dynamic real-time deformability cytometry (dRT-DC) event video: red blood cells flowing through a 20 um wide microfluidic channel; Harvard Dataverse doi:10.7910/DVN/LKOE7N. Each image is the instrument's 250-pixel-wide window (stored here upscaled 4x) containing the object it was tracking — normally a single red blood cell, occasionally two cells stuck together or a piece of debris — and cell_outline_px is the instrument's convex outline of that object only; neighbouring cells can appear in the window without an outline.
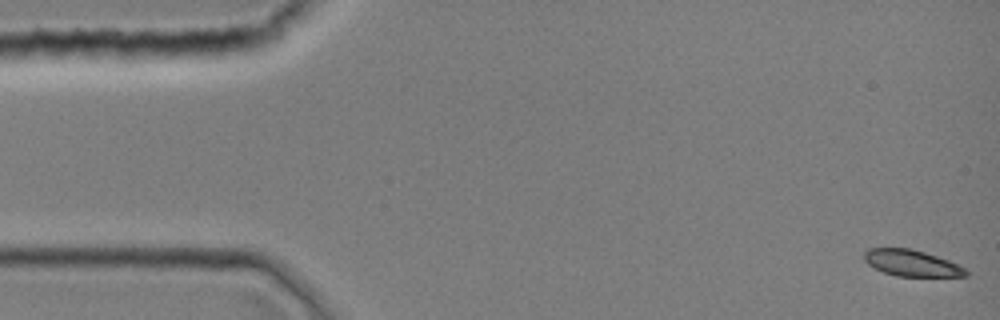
{"species": "common noctule bat (a hibernating species)", "species_latin": "Nyctalus noctula", "temperature_condition": "room temperature", "stored_images_in_passage": 44, "camera_frame_rate_fps": 3000, "um_per_image_px": 0.085, "animal": {"sex": "female", "body_mass_g": 19.0, "forearm_length_mm": 51.5}, "frame": {"image": 1, "passage_image": 1, "time_ms": 0.0, "image_size_px": [1000, 320], "cell_outline_px": [[968, 276], [896, 276], [884, 272], [868, 264], [864, 260], [864, 252], [868, 248], [912, 248], [948, 260], [964, 268], [968, 272]], "centroid_in_image_um": [77.46, 22.35], "position_along_channel_um": 7.5, "area_um2": 15.43}}
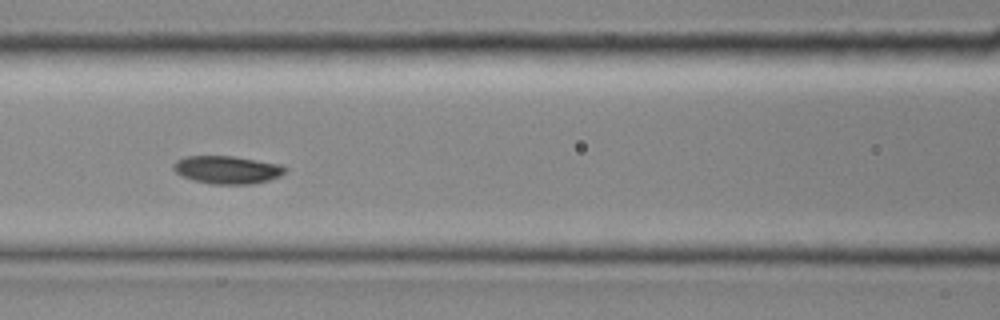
{"frame": {"image": 2, "passage_image": 19, "time_ms": 6.0, "image_size_px": [1000, 320], "cell_outline_px": [[288, 168], [280, 176], [268, 180], [248, 184], [212, 184], [196, 180], [184, 176], [176, 172], [172, 168], [172, 164], [176, 160], [184, 156], [232, 156], [284, 164]], "centroid_in_image_um": [19.33, 14.41], "position_along_channel_um": 147.3, "area_um2": 18.15}}
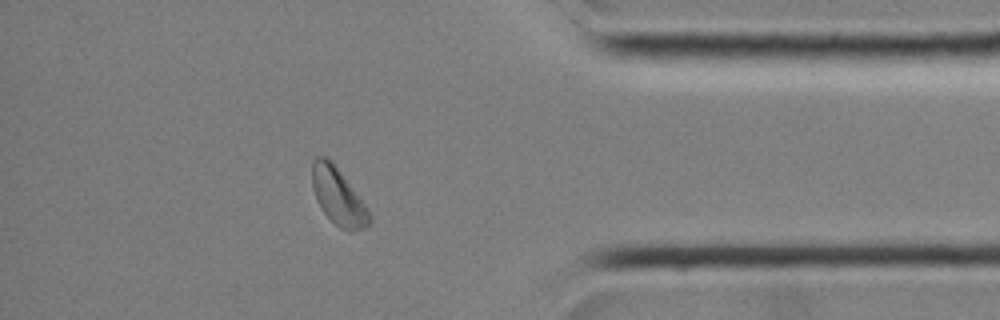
{"frame": {"image": 3, "passage_image": 38, "time_ms": 12.333, "image_size_px": [1000, 320], "cell_outline_px": [[372, 220], [364, 228], [352, 232], [348, 232], [340, 228], [324, 212], [316, 200], [312, 188], [312, 160], [316, 156], [328, 156], [332, 160], [368, 208], [372, 216]], "centroid_in_image_um": [28.74, 16.68], "position_along_channel_um": 406.5, "area_um2": 19.19}}